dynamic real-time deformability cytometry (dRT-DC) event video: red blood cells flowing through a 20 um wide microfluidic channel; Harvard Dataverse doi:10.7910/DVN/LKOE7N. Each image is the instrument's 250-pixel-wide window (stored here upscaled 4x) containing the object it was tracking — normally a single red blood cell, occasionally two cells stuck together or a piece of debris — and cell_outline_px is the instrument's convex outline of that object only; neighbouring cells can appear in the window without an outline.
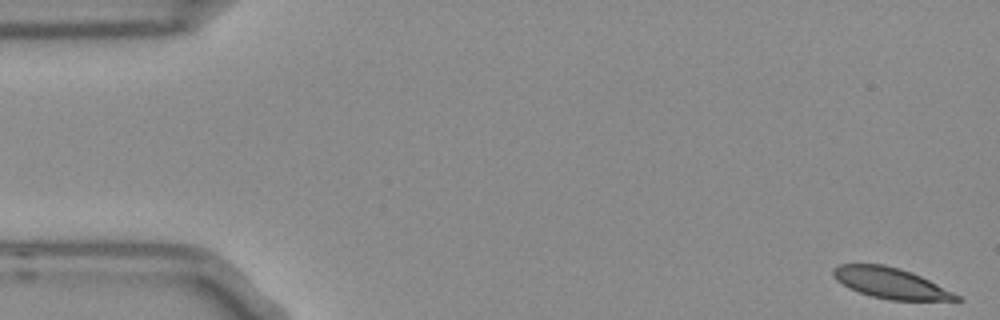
{"species": "Egyptian fruit bat (a non-hibernating species)", "species_latin": "Rousettus aegyptiacus", "temperature_condition": "room temperature", "stored_images_in_passage": 9, "camera_frame_rate_fps": 3000, "um_per_image_px": 0.085, "frame": {"image": 1, "passage_image": 1, "time_ms": 0.0, "image_size_px": [1000, 320], "cell_outline_px": [[964, 300], [888, 300], [872, 296], [848, 288], [836, 280], [832, 276], [832, 268], [840, 264], [884, 264], [912, 272], [960, 296]], "centroid_in_image_um": [75.64, 24.05], "position_along_channel_um": 9.4, "area_um2": 21.85}}